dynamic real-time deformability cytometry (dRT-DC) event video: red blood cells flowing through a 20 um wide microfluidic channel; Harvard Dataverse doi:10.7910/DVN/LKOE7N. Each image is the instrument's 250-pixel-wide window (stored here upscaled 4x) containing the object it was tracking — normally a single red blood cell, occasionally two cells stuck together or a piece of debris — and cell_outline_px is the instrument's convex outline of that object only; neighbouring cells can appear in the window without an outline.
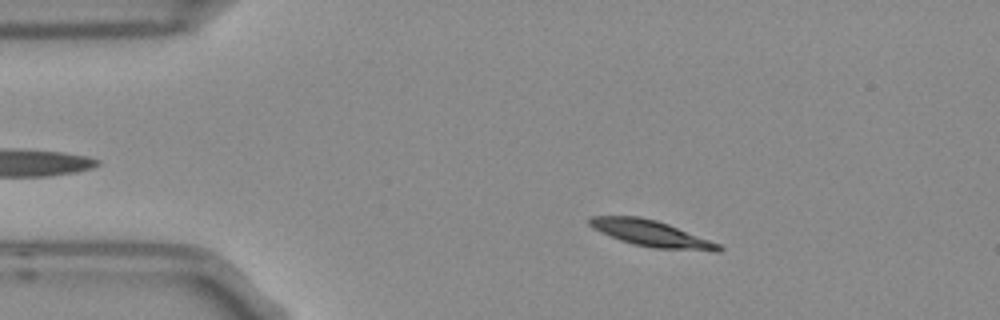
{"species": "Egyptian fruit bat (a non-hibernating species)", "species_latin": "Rousettus aegyptiacus", "temperature_condition": "room temperature", "stored_images_in_passage": 8, "camera_frame_rate_fps": 3000, "um_per_image_px": 0.085, "frame": {"image": 1, "passage_image": 1, "time_ms": 0.0, "image_size_px": [1000, 320], "cell_outline_px": [[724, 248], [720, 252], [712, 252], [652, 248], [632, 244], [620, 240], [600, 232], [592, 228], [588, 224], [588, 216], [640, 216], [656, 220], [668, 224], [720, 244]], "centroid_in_image_um": [55.36, 19.86], "position_along_channel_um": 29.6, "area_um2": 20.0}}
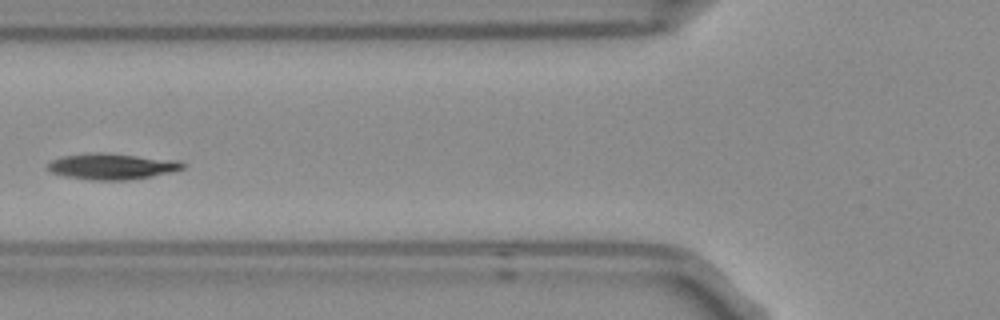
{"frame": {"image": 2, "passage_image": 4, "time_ms": 1.0, "image_size_px": [1000, 320], "cell_outline_px": [[184, 168], [172, 172], [152, 176], [128, 180], [92, 180], [68, 176], [52, 172], [44, 168], [52, 160], [64, 156], [92, 152], [104, 152], [176, 160], [184, 164]], "centroid_in_image_um": [9.5, 14.14], "position_along_channel_um": 116.3, "area_um2": 20.35}}
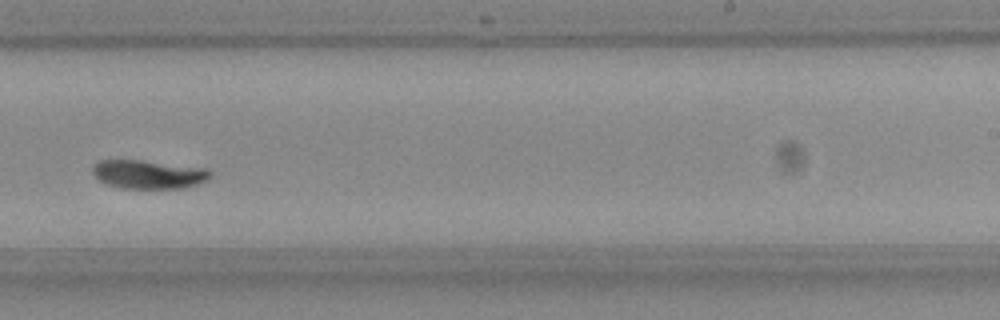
{"frame": {"image": 3, "passage_image": 8, "time_ms": 2.333, "image_size_px": [1000, 320], "cell_outline_px": [[212, 176], [208, 180], [184, 188], [120, 188], [104, 184], [92, 172], [92, 164], [100, 160], [140, 160], [204, 168], [212, 172]], "centroid_in_image_um": [12.6, 14.82], "position_along_channel_um": 276.4, "area_um2": 19.65}}